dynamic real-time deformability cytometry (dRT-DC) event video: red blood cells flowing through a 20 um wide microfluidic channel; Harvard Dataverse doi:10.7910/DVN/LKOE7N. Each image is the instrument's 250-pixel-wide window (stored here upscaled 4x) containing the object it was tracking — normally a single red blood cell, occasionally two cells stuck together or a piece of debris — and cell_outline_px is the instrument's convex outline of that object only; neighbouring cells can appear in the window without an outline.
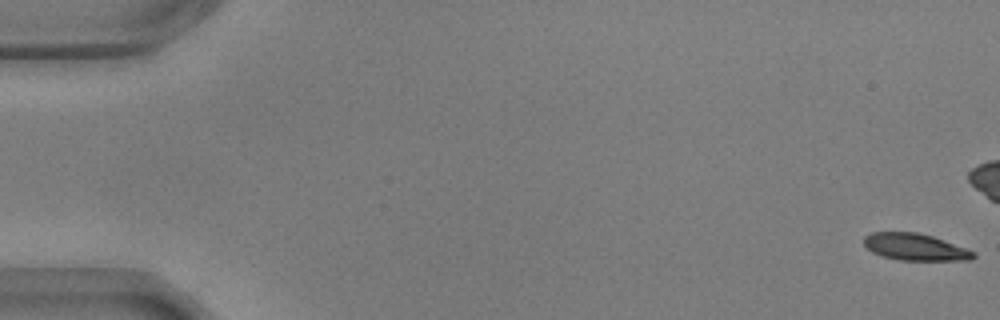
{"species": "common noctule bat (a hibernating species)", "species_latin": "Nyctalus noctula", "temperature_condition": "warm", "stored_images_in_passage": 57, "camera_frame_rate_fps": 3000, "um_per_image_px": 0.085, "animal": {"sex": "male", "body_mass_g": 17.9, "forearm_length_mm": 54.2}, "frame": {"image": 1, "passage_image": 1, "time_ms": 0.0, "image_size_px": [1000, 320], "cell_outline_px": [[976, 256], [972, 260], [900, 260], [884, 256], [872, 252], [864, 244], [864, 236], [872, 232], [916, 232], [932, 236], [976, 252]], "centroid_in_image_um": [77.79, 20.99], "position_along_channel_um": 7.2, "area_um2": 16.99}}
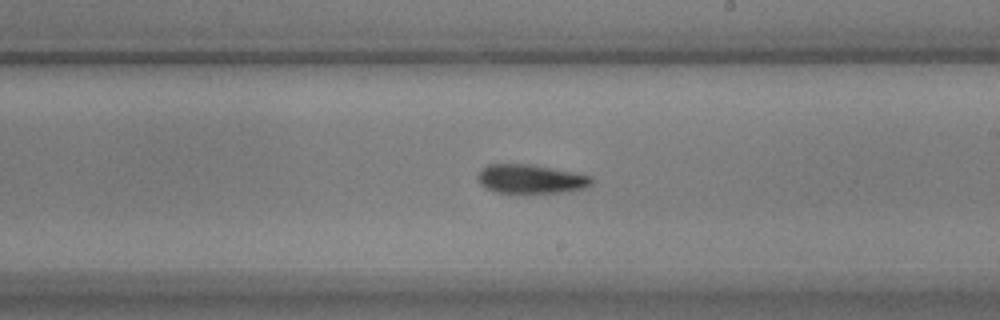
{"frame": {"image": 2, "passage_image": 33, "time_ms": 10.667, "image_size_px": [1000, 320], "cell_outline_px": [[592, 184], [588, 188], [560, 192], [496, 192], [484, 188], [476, 180], [476, 176], [488, 164], [528, 164], [572, 172], [592, 176]], "centroid_in_image_um": [45.09, 15.21], "position_along_channel_um": 243.9, "area_um2": 19.02}}
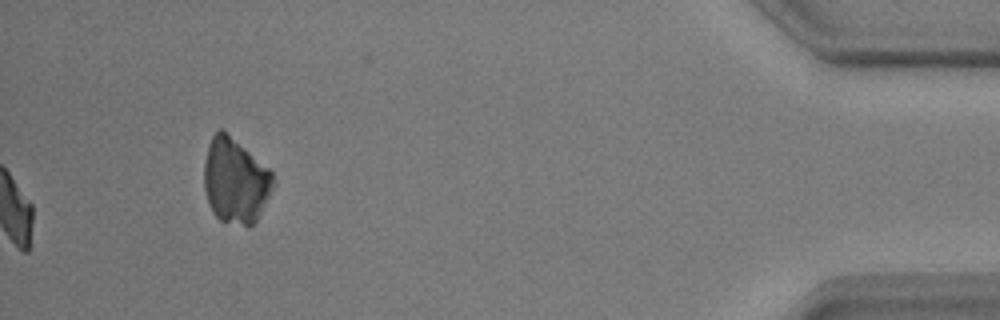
{"frame": {"image": 3, "passage_image": 57, "time_ms": 18.667, "image_size_px": [1000, 320], "cell_outline_px": [[276, 184], [256, 220], [252, 224], [244, 224], [220, 220], [212, 212], [204, 188], [204, 164], [208, 144], [212, 136], [220, 128], [224, 128], [268, 168], [272, 172], [276, 180]], "centroid_in_image_um": [20.01, 15.31], "position_along_channel_um": 415.2, "area_um2": 34.22}, "authors_computed_cell_mechanics": {"area_um2": 18.9584, "velocity_mm_per_s": 3.6287, "shape_relaxation_time_tau1_ms": 8.0716, "shape_relaxation_time_tau2_ms": 6.8733, "deformation_change_tau1": 0.2264, "deformation_change_tau2": 0.1472}}